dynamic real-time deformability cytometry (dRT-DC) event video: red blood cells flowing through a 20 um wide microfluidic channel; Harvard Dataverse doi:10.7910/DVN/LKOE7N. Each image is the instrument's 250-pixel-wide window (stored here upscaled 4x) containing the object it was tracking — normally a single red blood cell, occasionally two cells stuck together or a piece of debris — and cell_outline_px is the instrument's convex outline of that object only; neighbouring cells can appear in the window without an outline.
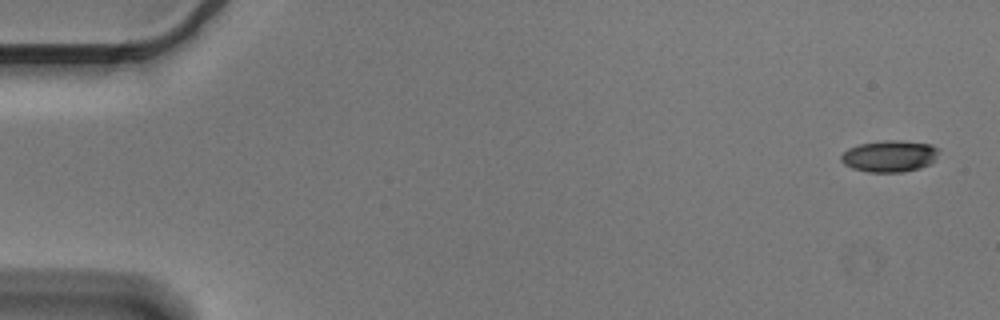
{"species": "Egyptian fruit bat (a non-hibernating species)", "species_latin": "Rousettus aegyptiacus", "temperature_condition": "cold", "stored_images_in_passage": 5, "camera_frame_rate_fps": 3000, "um_per_image_px": 0.085, "animal": {"sex": "male"}, "frame": {"image": 1, "passage_image": 1, "time_ms": 0.0, "image_size_px": [1000, 320], "cell_outline_px": [[940, 148], [936, 156], [928, 164], [920, 168], [904, 172], [868, 172], [852, 168], [844, 164], [840, 160], [840, 156], [848, 148], [860, 144], [888, 140], [892, 140], [932, 144]], "centroid_in_image_um": [75.59, 13.28], "position_along_channel_um": 9.4, "area_um2": 17.86}}
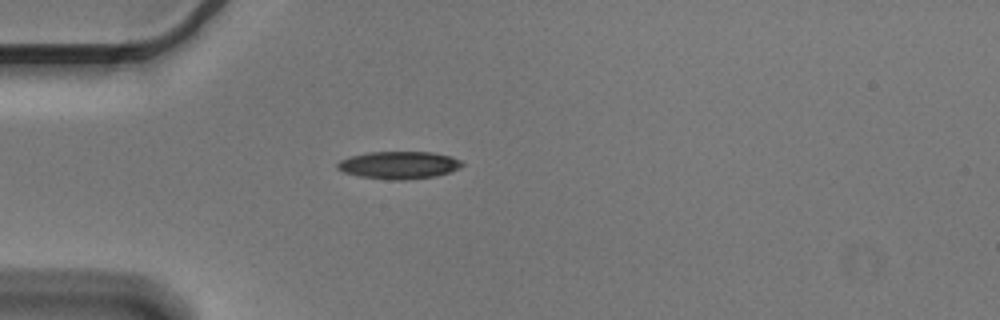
{"frame": {"image": 2, "passage_image": 5, "time_ms": 1.333, "image_size_px": [1000, 320], "cell_outline_px": [[464, 164], [460, 168], [436, 176], [404, 180], [396, 180], [360, 176], [344, 172], [336, 168], [336, 164], [340, 160], [348, 156], [368, 152], [432, 152], [452, 156], [460, 160]], "centroid_in_image_um": [33.9, 14.02], "position_along_channel_um": 51.1, "area_um2": 20.0}}